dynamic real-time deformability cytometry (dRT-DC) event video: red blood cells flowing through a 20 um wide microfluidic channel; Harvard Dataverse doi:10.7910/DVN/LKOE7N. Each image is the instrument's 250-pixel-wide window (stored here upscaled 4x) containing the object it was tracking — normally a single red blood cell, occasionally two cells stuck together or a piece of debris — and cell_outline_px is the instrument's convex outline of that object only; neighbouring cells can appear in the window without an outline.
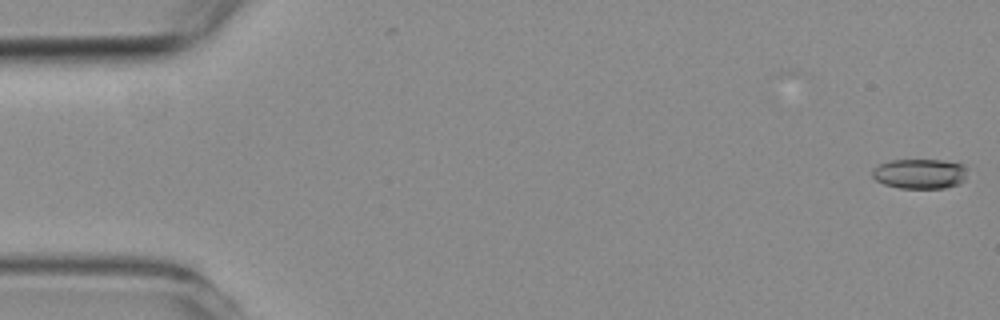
{"species": "common noctule bat (a hibernating species)", "species_latin": "Nyctalus noctula", "temperature_condition": "room temperature", "stored_images_in_passage": 5, "camera_frame_rate_fps": 3000, "um_per_image_px": 0.085, "animal": {"sex": "female", "body_mass_g": 19.3, "forearm_length_mm": 54.1}, "frame": {"image": 1, "passage_image": 1, "time_ms": 0.0, "image_size_px": [1000, 320], "cell_outline_px": [[968, 168], [964, 180], [956, 184], [944, 188], [900, 188], [884, 184], [876, 180], [872, 176], [872, 168], [888, 160], [944, 160], [964, 164]], "centroid_in_image_um": [78.19, 14.75], "position_along_channel_um": 6.8, "area_um2": 16.7}}
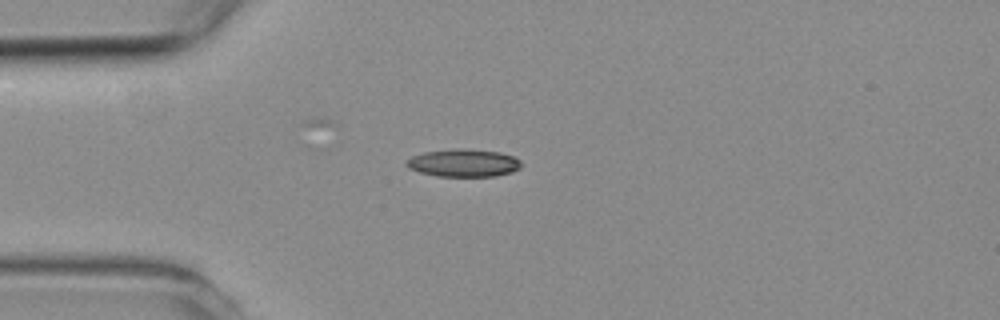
{"frame": {"image": 2, "passage_image": 4, "time_ms": 4.333, "image_size_px": [1000, 320], "cell_outline_px": [[520, 168], [512, 172], [496, 176], [436, 176], [420, 172], [408, 168], [404, 164], [412, 156], [424, 152], [452, 148], [464, 148], [500, 152], [512, 156], [520, 160]], "centroid_in_image_um": [39.39, 13.84], "position_along_channel_um": 45.6, "area_um2": 18.61}}